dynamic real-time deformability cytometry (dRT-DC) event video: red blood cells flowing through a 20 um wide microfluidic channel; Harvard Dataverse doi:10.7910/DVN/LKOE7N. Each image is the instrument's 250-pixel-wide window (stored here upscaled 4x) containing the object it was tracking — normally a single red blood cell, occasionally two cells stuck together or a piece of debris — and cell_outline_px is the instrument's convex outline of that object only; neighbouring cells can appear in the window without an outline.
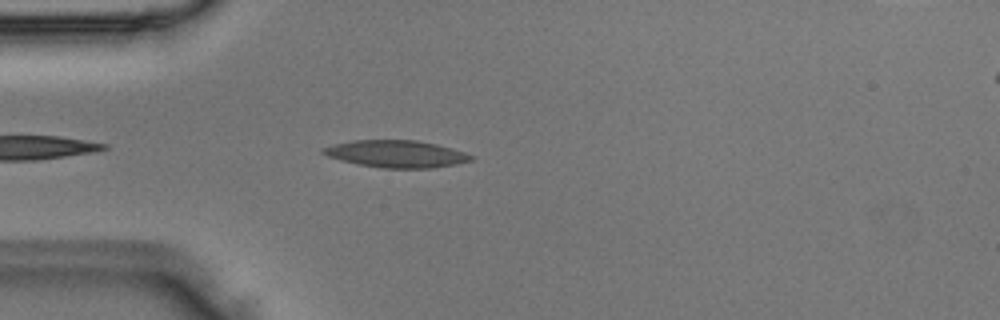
{"species": "Egyptian fruit bat (a non-hibernating species)", "species_latin": "Rousettus aegyptiacus", "temperature_condition": "room temperature", "stored_images_in_passage": 4, "camera_frame_rate_fps": 3000, "um_per_image_px": 0.085, "animal": {"sex": "male"}, "frame": {"image": 1, "passage_image": 4, "time_ms": 1.0, "image_size_px": [1000, 320], "cell_outline_px": [[476, 156], [472, 160], [456, 164], [432, 168], [380, 168], [356, 164], [340, 160], [328, 156], [320, 152], [320, 148], [352, 140], [416, 140], [436, 144], [452, 148]], "centroid_in_image_um": [33.68, 13.08], "position_along_channel_um": 51.3, "area_um2": 23.52}}